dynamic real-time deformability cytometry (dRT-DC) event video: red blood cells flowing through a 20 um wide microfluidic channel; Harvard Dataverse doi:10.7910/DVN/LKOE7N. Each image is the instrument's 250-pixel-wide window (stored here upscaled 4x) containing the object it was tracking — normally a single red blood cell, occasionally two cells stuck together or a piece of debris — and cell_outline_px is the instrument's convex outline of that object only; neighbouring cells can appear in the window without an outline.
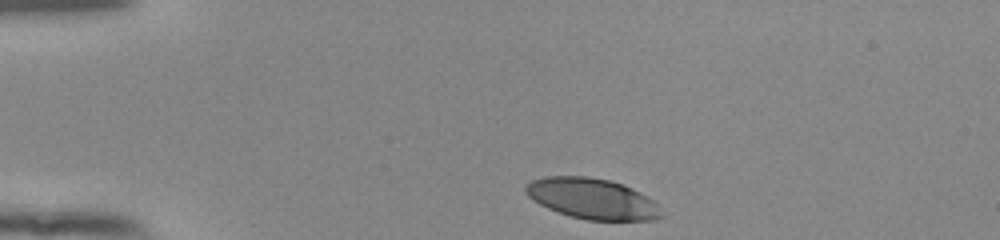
{"species": "human", "species_latin": "Homo sapiens", "temperature_condition": "room temperature", "stored_images_in_passage": 35, "camera_frame_rate_fps": 3000, "um_per_image_px": 0.085, "donor": {"sex": "female"}, "frame": {"image": 1, "passage_image": 1, "time_ms": 0.0, "image_size_px": [1000, 240], "cell_outline_px": [[664, 216], [656, 220], [588, 220], [572, 216], [548, 208], [540, 204], [528, 196], [524, 188], [532, 180], [544, 176], [588, 176], [608, 180], [632, 188], [640, 192], [652, 200], [656, 204]], "centroid_in_image_um": [50.35, 16.88], "position_along_channel_um": 34.7, "area_um2": 31.85}}
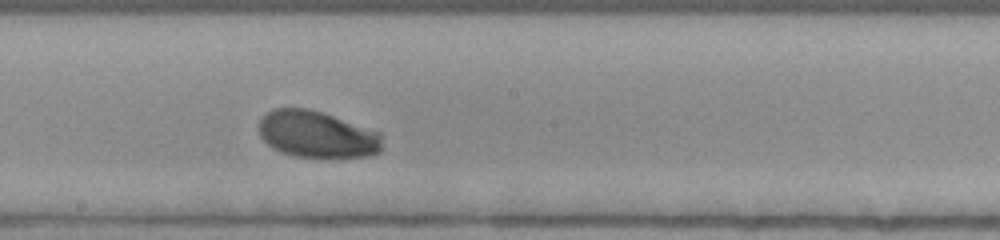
{"frame": {"image": 2, "passage_image": 20, "time_ms": 6.333, "image_size_px": [1000, 240], "cell_outline_px": [[380, 152], [368, 156], [296, 156], [280, 152], [272, 148], [260, 136], [260, 120], [272, 108], [308, 108], [380, 132]], "centroid_in_image_um": [26.9, 11.41], "position_along_channel_um": 221.3, "area_um2": 32.89}}
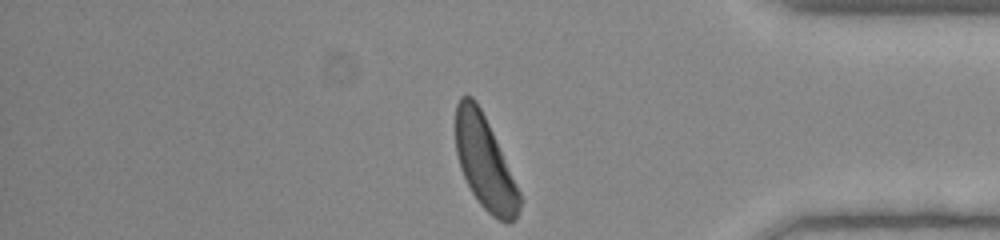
{"frame": {"image": 3, "passage_image": 35, "time_ms": 11.333, "image_size_px": [1000, 240], "cell_outline_px": [[520, 208], [516, 220], [508, 224], [492, 216], [480, 204], [472, 192], [460, 168], [456, 152], [456, 104], [460, 96], [472, 96], [476, 100], [492, 132], [520, 192]], "centroid_in_image_um": [41.2, 13.85], "position_along_channel_um": 394.0, "area_um2": 34.1}, "authors_computed_cell_mechanics": {"area_um2": 33.9286, "velocity_mm_per_s": 3.8501, "shape_relaxation_time_tau1_ms": 1.1821, "shape_relaxation_time_tau2_ms": null, "deformation_change_tau1": 0.1033, "deformation_change_tau2": null}}